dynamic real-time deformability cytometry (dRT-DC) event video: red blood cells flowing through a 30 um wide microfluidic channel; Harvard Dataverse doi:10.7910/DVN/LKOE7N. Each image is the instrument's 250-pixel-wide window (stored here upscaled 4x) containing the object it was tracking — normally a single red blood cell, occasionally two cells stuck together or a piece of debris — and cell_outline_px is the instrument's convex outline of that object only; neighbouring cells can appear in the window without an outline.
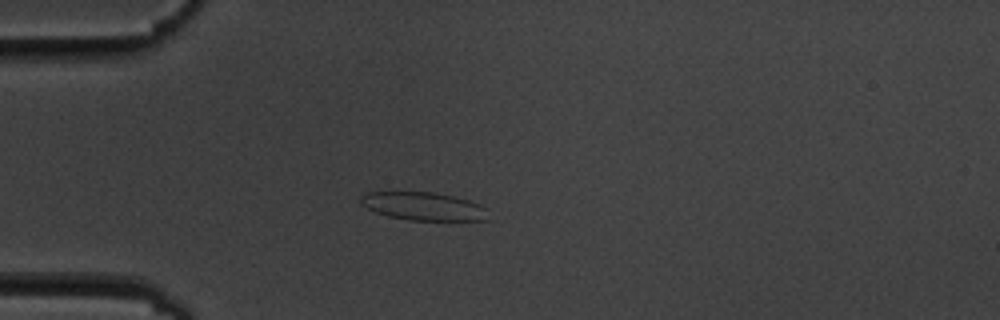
{"species": "common noctule bat (a hibernating species)", "species_latin": "Nyctalus noctula", "temperature_condition": "cold", "stored_images_in_passage": 1, "camera_frame_rate_fps": 3000, "um_per_image_px": 0.085, "animal": {"sex": "male", "body_mass_g": 19.5, "forearm_length_mm": 54.6}, "frame": {"image": 1, "passage_image": 1, "time_ms": 0.0, "image_size_px": [1000, 320], "cell_outline_px": [[488, 220], [408, 220], [388, 216], [376, 212], [360, 204], [360, 196], [364, 192], [436, 192], [468, 200], [480, 204], [488, 208]], "centroid_in_image_um": [36.0, 17.53], "position_along_channel_um": 49.0, "area_um2": 21.04}}